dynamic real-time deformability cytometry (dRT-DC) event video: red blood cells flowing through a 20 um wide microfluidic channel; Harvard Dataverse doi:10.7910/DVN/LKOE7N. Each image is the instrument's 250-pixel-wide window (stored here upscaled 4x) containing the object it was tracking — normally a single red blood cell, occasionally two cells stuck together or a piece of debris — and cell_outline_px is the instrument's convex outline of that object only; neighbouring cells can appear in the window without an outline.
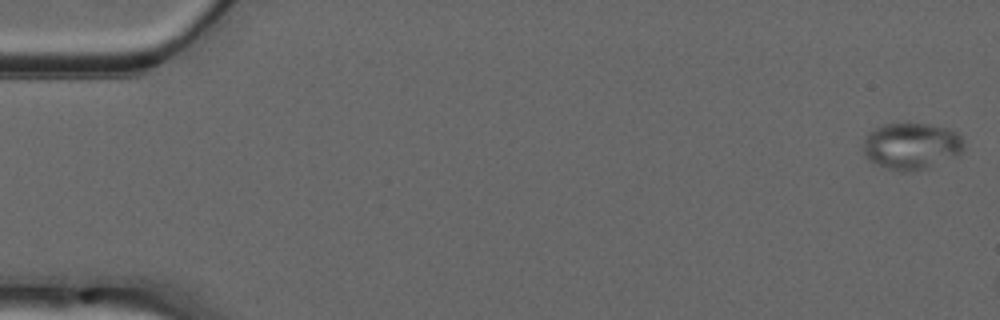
{"species": "common noctule bat (a hibernating species)", "species_latin": "Nyctalus noctula", "temperature_condition": "warm", "stored_images_in_passage": 8, "camera_frame_rate_fps": 3000, "um_per_image_px": 0.085, "animal": {"sex": "male", "forearm_length_mm": 52.5}, "frame": {"image": 1, "passage_image": 1, "time_ms": 0.0, "image_size_px": [1000, 320], "cell_outline_px": [[964, 148], [960, 156], [928, 168], [912, 172], [900, 172], [876, 164], [868, 160], [864, 156], [864, 140], [868, 132], [884, 124], [908, 120], [948, 128], [956, 132], [960, 136], [964, 144]], "centroid_in_image_um": [77.49, 12.39], "position_along_channel_um": 7.5, "area_um2": 28.32}}